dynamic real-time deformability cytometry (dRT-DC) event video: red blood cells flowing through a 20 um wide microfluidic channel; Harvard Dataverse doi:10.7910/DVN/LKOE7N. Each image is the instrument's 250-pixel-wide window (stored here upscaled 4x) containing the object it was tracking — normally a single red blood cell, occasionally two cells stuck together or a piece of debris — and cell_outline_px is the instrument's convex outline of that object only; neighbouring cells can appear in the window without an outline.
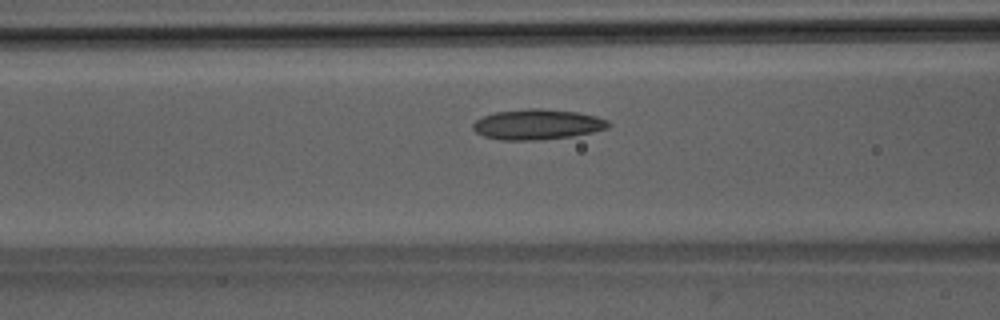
{"species": "Egyptian fruit bat (a non-hibernating species)", "species_latin": "Rousettus aegyptiacus", "temperature_condition": "room temperature", "stored_images_in_passage": 45, "camera_frame_rate_fps": 3000, "um_per_image_px": 0.085, "animal": {"sex": "male"}, "frame": {"image": 1, "passage_image": 15, "time_ms": 4.667, "image_size_px": [1000, 320], "cell_outline_px": [[612, 124], [608, 128], [592, 132], [572, 136], [540, 140], [500, 140], [484, 136], [476, 132], [472, 128], [472, 124], [476, 120], [484, 116], [496, 112], [528, 108], [540, 108], [576, 112], [596, 116], [608, 120]], "centroid_in_image_um": [45.68, 10.58], "position_along_channel_um": 120.9, "area_um2": 23.99}}
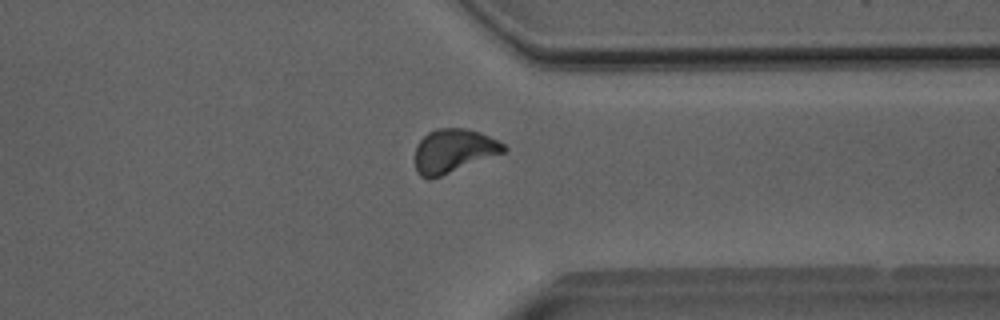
{"frame": {"image": 2, "passage_image": 34, "time_ms": 11.0, "image_size_px": [1000, 320], "cell_outline_px": [[508, 148], [504, 152], [440, 176], [420, 176], [416, 172], [416, 144], [428, 132], [436, 128], [464, 128], [480, 132], [500, 140]], "centroid_in_image_um": [38.57, 12.78], "position_along_channel_um": 372.8, "area_um2": 22.25}}
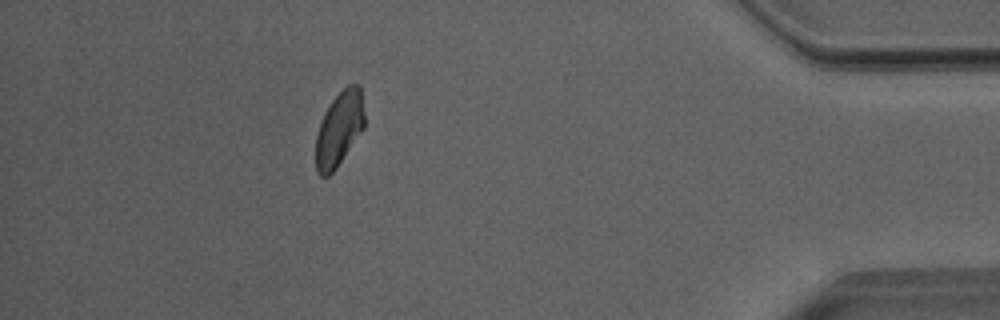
{"frame": {"image": 3, "passage_image": 40, "time_ms": 13.0, "image_size_px": [1000, 320], "cell_outline_px": [[364, 128], [336, 168], [328, 176], [320, 176], [316, 172], [316, 136], [324, 112], [332, 100], [348, 84], [360, 84], [364, 116]], "centroid_in_image_um": [28.83, 10.95], "position_along_channel_um": 406.4, "area_um2": 20.98}, "authors_computed_cell_mechanics": {"area_um2": 22.3108, "velocity_mm_per_s": 4.0042, "shape_relaxation_time_tau1_ms": null, "shape_relaxation_time_tau2_ms": 4.5671, "deformation_change_tau1": null, "deformation_change_tau2": 0.1034}}